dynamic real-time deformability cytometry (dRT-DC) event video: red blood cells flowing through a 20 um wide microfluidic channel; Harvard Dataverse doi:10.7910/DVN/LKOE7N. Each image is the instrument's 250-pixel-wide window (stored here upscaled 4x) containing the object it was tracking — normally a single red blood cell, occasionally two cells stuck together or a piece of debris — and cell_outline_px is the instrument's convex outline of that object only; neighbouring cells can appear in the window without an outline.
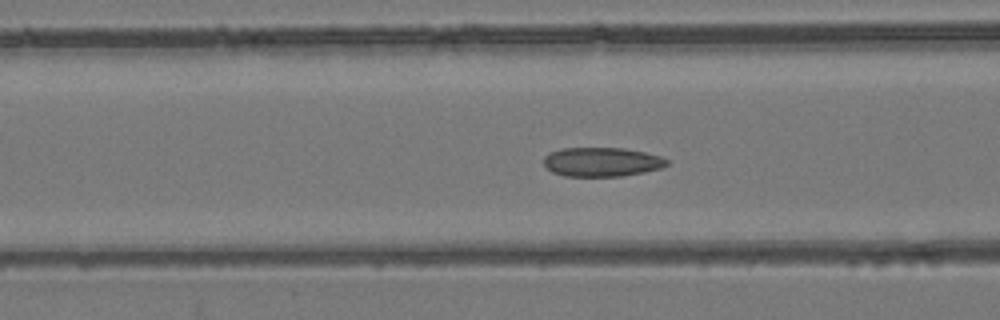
{"species": "common noctule bat (a hibernating species)", "species_latin": "Nyctalus noctula", "temperature_condition": "room temperature", "stored_images_in_passage": 22, "camera_frame_rate_fps": 3000, "um_per_image_px": 0.085, "animal": {"sex": "female", "body_mass_g": 24.6, "forearm_length_mm": 56.2}, "frame": {"image": 1, "passage_image": 4, "time_ms": 1.0, "image_size_px": [1000, 320], "cell_outline_px": [[668, 164], [660, 168], [644, 172], [624, 176], [564, 176], [552, 172], [544, 168], [544, 156], [548, 152], [560, 148], [624, 148], [644, 152], [660, 156], [668, 160]], "centroid_in_image_um": [51.1, 13.76], "position_along_channel_um": 115.5, "area_um2": 21.1}}
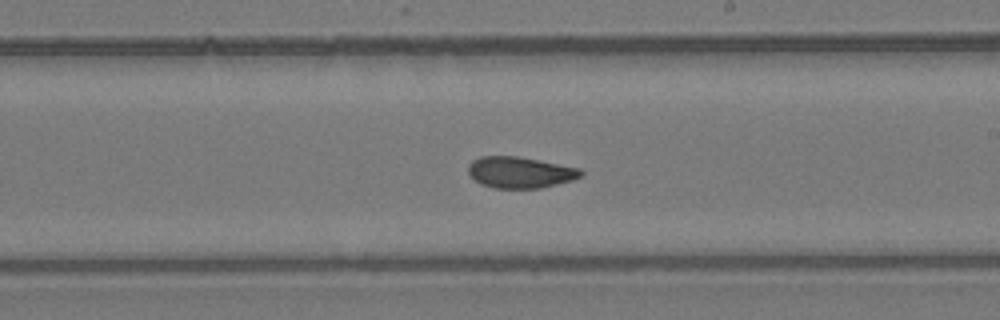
{"frame": {"image": 2, "passage_image": 14, "time_ms": 4.333, "image_size_px": [1000, 320], "cell_outline_px": [[584, 176], [572, 180], [540, 188], [492, 188], [480, 184], [468, 172], [468, 164], [472, 160], [480, 156], [516, 156], [580, 168], [584, 172]], "centroid_in_image_um": [44.2, 14.65], "position_along_channel_um": 244.8, "area_um2": 20.52}}
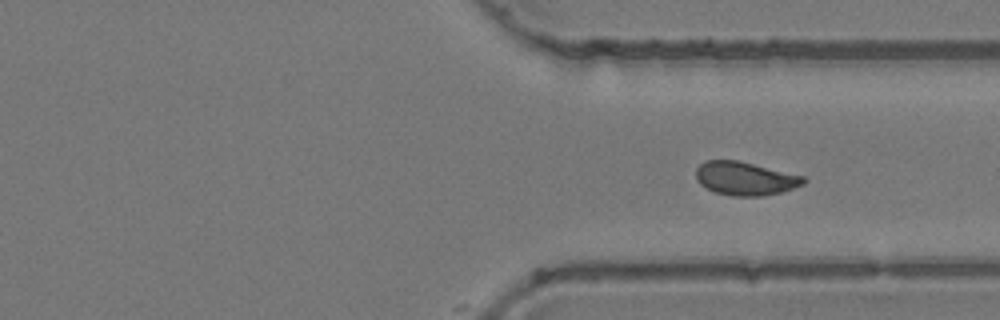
{"frame": {"image": 3, "passage_image": 22, "time_ms": 7.0, "image_size_px": [1000, 320], "cell_outline_px": [[808, 180], [804, 184], [780, 192], [760, 196], [732, 196], [716, 192], [700, 184], [696, 180], [696, 168], [704, 160], [736, 160], [804, 176]], "centroid_in_image_um": [63.32, 15.17], "position_along_channel_um": 348.1, "area_um2": 20.81}}